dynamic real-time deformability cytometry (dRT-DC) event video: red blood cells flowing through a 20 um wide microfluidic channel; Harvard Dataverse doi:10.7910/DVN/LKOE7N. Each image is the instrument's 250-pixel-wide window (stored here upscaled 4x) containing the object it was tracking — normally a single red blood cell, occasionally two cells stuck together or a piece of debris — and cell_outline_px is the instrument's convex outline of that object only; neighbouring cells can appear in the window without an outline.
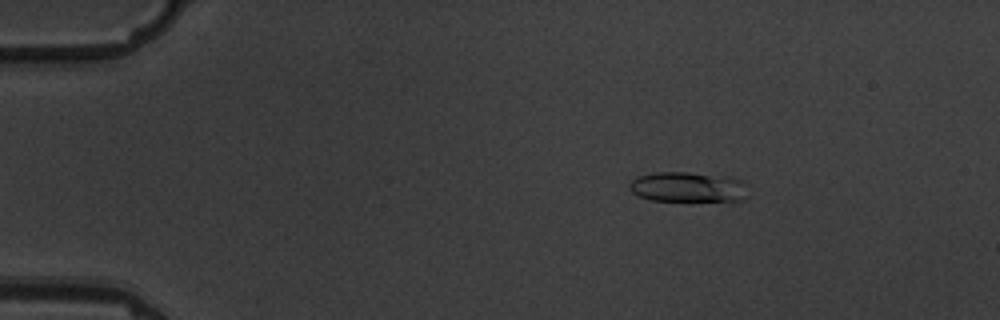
{"species": "common noctule bat (a hibernating species)", "species_latin": "Nyctalus noctula", "temperature_condition": "warm", "stored_images_in_passage": 5, "camera_frame_rate_fps": 3000, "um_per_image_px": 0.085, "animal": {"sex": "male", "body_mass_g": 19.5, "forearm_length_mm": 54.6}, "frame": {"image": 1, "passage_image": 2, "time_ms": 1.0, "image_size_px": [1000, 320], "cell_outline_px": [[748, 196], [744, 200], [652, 200], [640, 196], [632, 192], [628, 188], [628, 184], [632, 180], [640, 176], [656, 172], [688, 172], [724, 176], [740, 180], [744, 184]], "centroid_in_image_um": [58.46, 15.89], "position_along_channel_um": 26.5, "area_um2": 20.52}}